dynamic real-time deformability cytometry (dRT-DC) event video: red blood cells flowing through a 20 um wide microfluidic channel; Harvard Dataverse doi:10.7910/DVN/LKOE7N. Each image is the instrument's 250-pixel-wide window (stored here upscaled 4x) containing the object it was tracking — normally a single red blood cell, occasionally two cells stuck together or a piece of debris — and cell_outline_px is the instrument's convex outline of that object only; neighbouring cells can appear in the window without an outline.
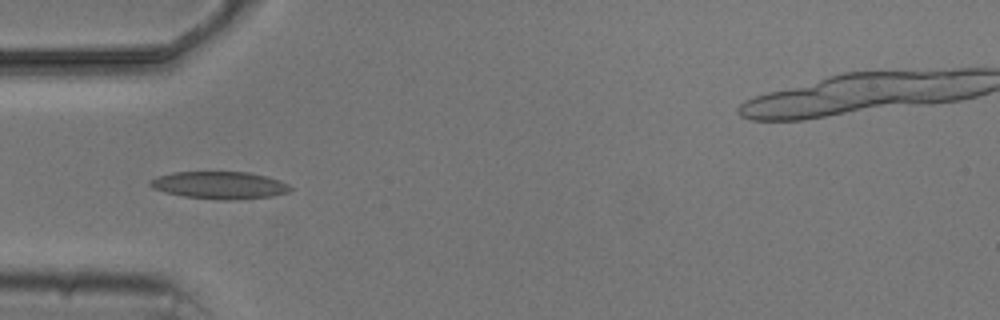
{"species": "common noctule bat (a hibernating species)", "species_latin": "Nyctalus noctula", "temperature_condition": "cold", "stored_images_in_passage": 1, "camera_frame_rate_fps": 3000, "um_per_image_px": 0.085, "animal": {"sex": "male", "body_mass_g": 20.5, "forearm_length_mm": 52.5}, "frame": {"image": 1, "passage_image": 1, "time_ms": 0.0, "image_size_px": [1000, 320], "cell_outline_px": [[292, 188], [288, 192], [272, 196], [232, 200], [224, 200], [184, 196], [164, 192], [152, 188], [148, 184], [148, 180], [156, 176], [172, 172], [248, 172], [268, 176], [280, 180], [288, 184]], "centroid_in_image_um": [18.64, 15.73], "position_along_channel_um": 66.4, "area_um2": 22.48}}